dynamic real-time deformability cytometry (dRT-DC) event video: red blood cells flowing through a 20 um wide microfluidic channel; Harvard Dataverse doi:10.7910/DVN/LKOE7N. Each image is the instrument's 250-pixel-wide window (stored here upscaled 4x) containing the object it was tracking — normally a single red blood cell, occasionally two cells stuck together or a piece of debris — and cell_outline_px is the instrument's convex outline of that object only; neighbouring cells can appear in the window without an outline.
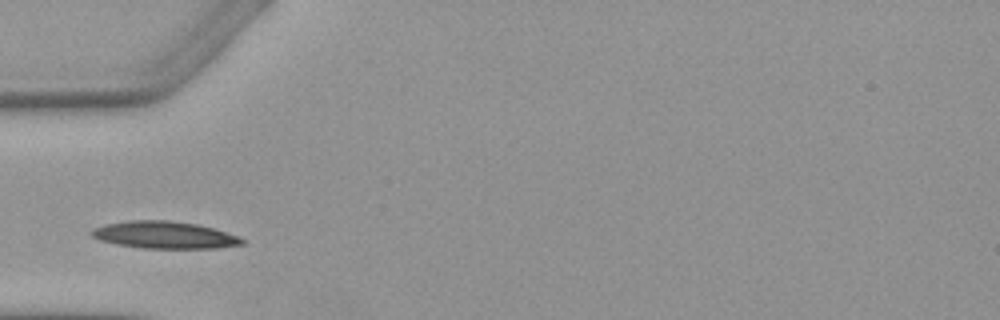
{"species": "Egyptian fruit bat (a non-hibernating species)", "species_latin": "Rousettus aegyptiacus", "temperature_condition": "warm", "stored_images_in_passage": 4, "camera_frame_rate_fps": 3000, "um_per_image_px": 0.085, "animal": {"sex": "female"}, "frame": {"image": 1, "passage_image": 2, "time_ms": 1.333, "image_size_px": [1000, 320], "cell_outline_px": [[244, 244], [216, 248], [140, 248], [116, 244], [100, 240], [92, 236], [88, 232], [92, 228], [104, 224], [128, 220], [168, 220], [196, 224], [212, 228], [240, 236], [244, 240]], "centroid_in_image_um": [13.94, 19.97], "position_along_channel_um": 71.1, "area_um2": 23.93}}
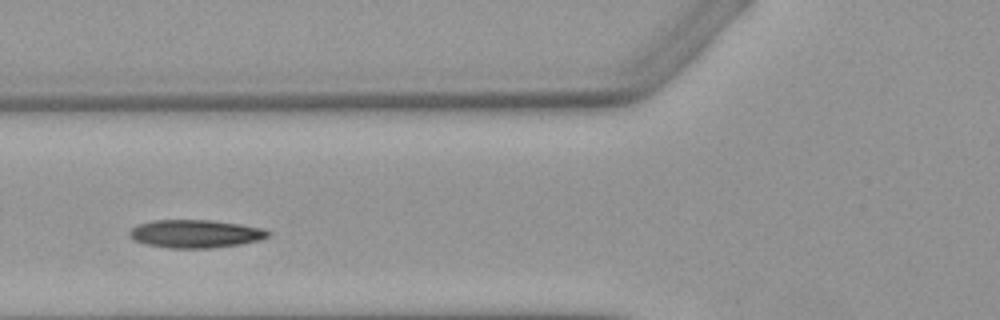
{"frame": {"image": 2, "passage_image": 3, "time_ms": 2.333, "image_size_px": [1000, 320], "cell_outline_px": [[272, 232], [268, 236], [260, 240], [240, 244], [212, 248], [168, 248], [144, 244], [132, 240], [128, 232], [132, 228], [140, 224], [152, 220], [212, 220], [240, 224], [264, 228]], "centroid_in_image_um": [16.61, 19.87], "position_along_channel_um": 109.2, "area_um2": 22.83}}
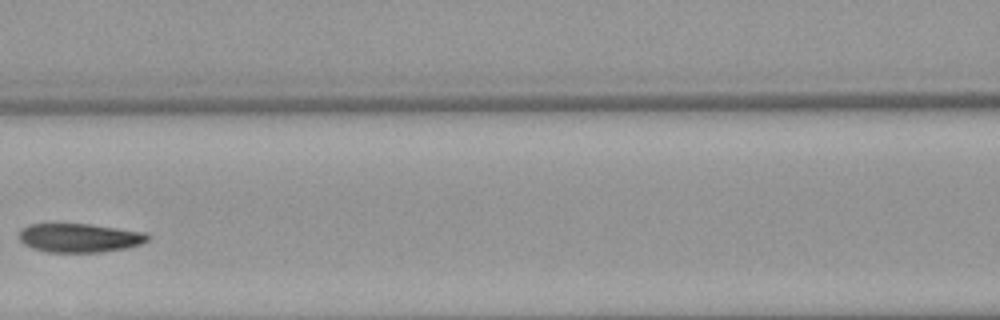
{"frame": {"image": 3, "passage_image": 4, "time_ms": 3.667, "image_size_px": [1000, 320], "cell_outline_px": [[152, 236], [148, 240], [140, 244], [124, 248], [100, 252], [48, 252], [32, 248], [24, 244], [20, 240], [20, 228], [28, 224], [92, 224], [144, 232]], "centroid_in_image_um": [6.75, 20.21], "position_along_channel_um": 159.8, "area_um2": 21.62}}